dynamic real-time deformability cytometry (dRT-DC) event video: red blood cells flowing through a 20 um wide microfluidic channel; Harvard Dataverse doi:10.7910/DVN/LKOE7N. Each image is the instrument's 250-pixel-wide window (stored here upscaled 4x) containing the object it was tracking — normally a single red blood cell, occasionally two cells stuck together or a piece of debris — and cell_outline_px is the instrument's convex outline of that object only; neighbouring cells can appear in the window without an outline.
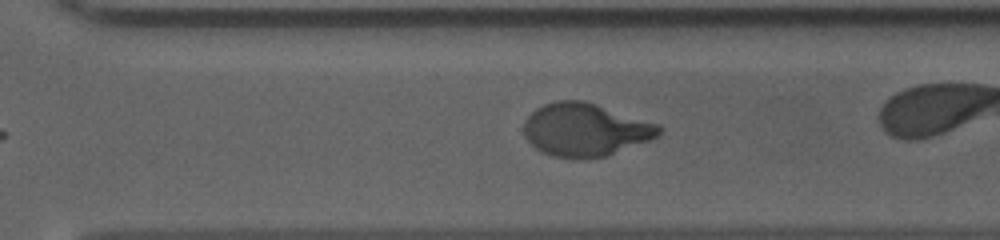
{"species": "human", "species_latin": "Homo sapiens", "temperature_condition": "cold", "stored_images_in_passage": 34, "camera_frame_rate_fps": 3000, "um_per_image_px": 0.085, "donor": {"sex": "male"}, "frame": {"image": 1, "passage_image": 29, "time_ms": 9.333, "image_size_px": [1000, 240], "cell_outline_px": [[664, 128], [656, 136], [648, 140], [604, 156], [552, 156], [536, 148], [524, 136], [524, 120], [536, 108], [544, 104], [556, 100], [584, 100], [660, 124]], "centroid_in_image_um": [49.74, 10.97], "position_along_channel_um": 320.9, "area_um2": 40.92}}